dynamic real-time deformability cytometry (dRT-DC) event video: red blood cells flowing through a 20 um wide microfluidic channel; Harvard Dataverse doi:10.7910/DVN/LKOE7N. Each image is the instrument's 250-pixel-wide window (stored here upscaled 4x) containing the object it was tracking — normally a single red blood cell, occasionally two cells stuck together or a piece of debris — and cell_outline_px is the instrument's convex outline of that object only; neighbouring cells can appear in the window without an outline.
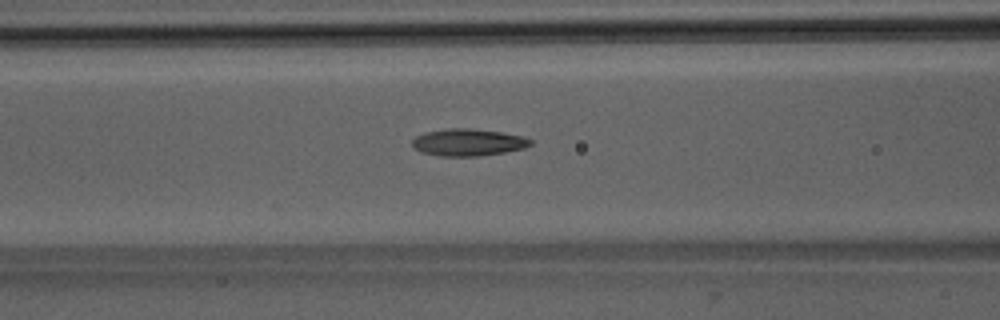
{"species": "Egyptian fruit bat (a non-hibernating species)", "species_latin": "Rousettus aegyptiacus", "temperature_condition": "room temperature", "stored_images_in_passage": 49, "camera_frame_rate_fps": 3000, "um_per_image_px": 0.085, "animal": {"sex": "male"}, "frame": {"image": 1, "passage_image": 19, "time_ms": 6.0, "image_size_px": [1000, 320], "cell_outline_px": [[532, 144], [524, 148], [504, 152], [480, 156], [440, 156], [420, 152], [412, 148], [412, 140], [416, 136], [428, 132], [448, 128], [468, 128], [500, 132], [524, 136], [532, 140]], "centroid_in_image_um": [39.78, 12.11], "position_along_channel_um": 126.8, "area_um2": 18.67}}
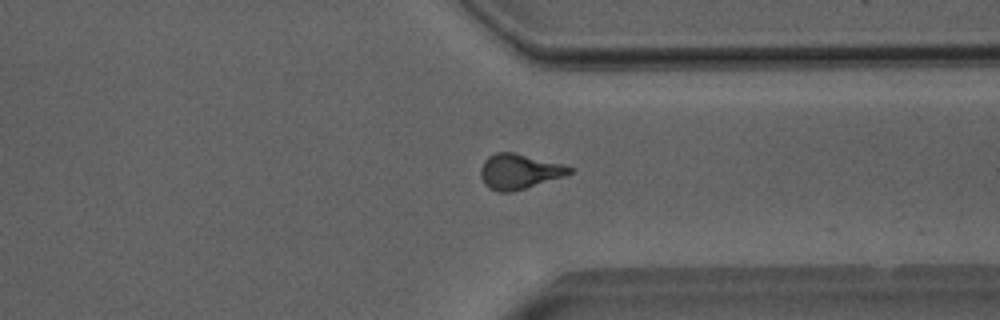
{"frame": {"image": 2, "passage_image": 37, "time_ms": 12.0, "image_size_px": [1000, 320], "cell_outline_px": [[572, 172], [564, 176], [512, 192], [496, 192], [488, 188], [484, 184], [480, 176], [480, 168], [484, 160], [488, 156], [496, 152], [512, 152], [564, 164], [572, 168]], "centroid_in_image_um": [44.08, 14.58], "position_along_channel_um": 367.3, "area_um2": 18.21}}
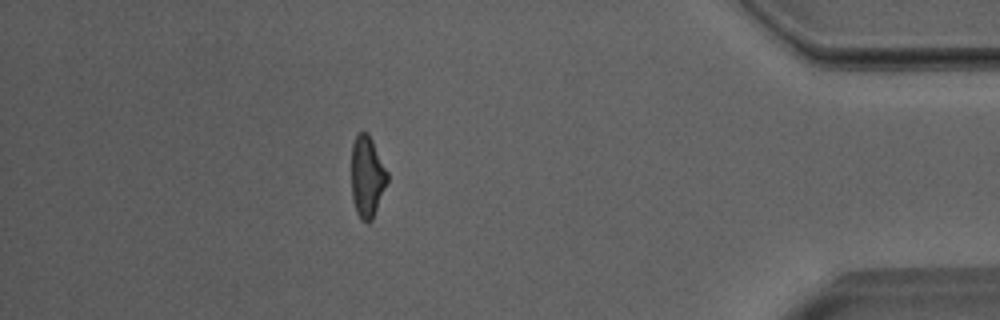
{"frame": {"image": 3, "passage_image": 43, "time_ms": 14.0, "image_size_px": [1000, 320], "cell_outline_px": [[388, 180], [372, 220], [368, 224], [356, 212], [352, 200], [352, 144], [356, 136], [360, 132], [368, 132], [388, 172]], "centroid_in_image_um": [31.21, 15.01], "position_along_channel_um": 404.0, "area_um2": 16.88}, "authors_computed_cell_mechanics": {"area_um2": 17.918, "velocity_mm_per_s": 4.0186, "shape_relaxation_time_tau1_ms": 3.1138, "shape_relaxation_time_tau2_ms": 1.9507, "deformation_change_tau1": 0.1524, "deformation_change_tau2": 0.0957}}